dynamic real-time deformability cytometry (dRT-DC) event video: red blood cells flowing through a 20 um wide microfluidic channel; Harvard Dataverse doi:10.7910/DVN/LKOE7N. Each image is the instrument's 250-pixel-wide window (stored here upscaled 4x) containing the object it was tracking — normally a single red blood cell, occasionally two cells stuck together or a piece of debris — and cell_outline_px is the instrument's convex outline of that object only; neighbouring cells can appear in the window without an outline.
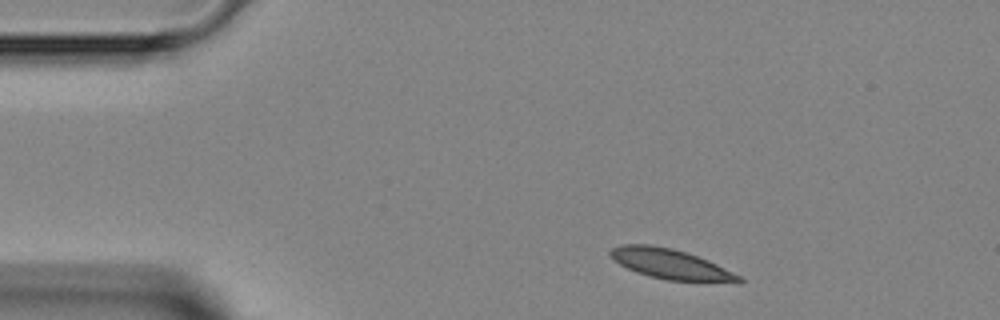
{"species": "Egyptian fruit bat (a non-hibernating species)", "species_latin": "Rousettus aegyptiacus", "temperature_condition": "room temperature", "stored_images_in_passage": 4, "camera_frame_rate_fps": 3000, "um_per_image_px": 0.085, "animal": {"sex": "female"}, "frame": {"image": 1, "passage_image": 4, "time_ms": 5.667, "image_size_px": [1000, 320], "cell_outline_px": [[744, 280], [740, 284], [736, 284], [668, 280], [648, 276], [636, 272], [620, 264], [608, 252], [612, 248], [620, 244], [648, 244], [672, 248], [708, 260], [740, 276]], "centroid_in_image_um": [57.07, 22.48], "position_along_channel_um": 27.9, "area_um2": 22.66}}